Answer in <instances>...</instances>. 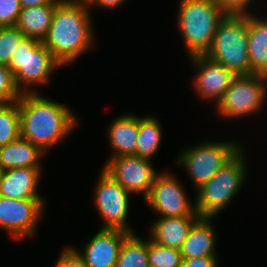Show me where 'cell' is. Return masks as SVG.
I'll list each match as a JSON object with an SVG mask.
<instances>
[{
    "instance_id": "836d02e7",
    "label": "cell",
    "mask_w": 267,
    "mask_h": 267,
    "mask_svg": "<svg viewBox=\"0 0 267 267\" xmlns=\"http://www.w3.org/2000/svg\"><path fill=\"white\" fill-rule=\"evenodd\" d=\"M62 1H67V2H84L87 3L88 0H62Z\"/></svg>"
},
{
    "instance_id": "d6a6232c",
    "label": "cell",
    "mask_w": 267,
    "mask_h": 267,
    "mask_svg": "<svg viewBox=\"0 0 267 267\" xmlns=\"http://www.w3.org/2000/svg\"><path fill=\"white\" fill-rule=\"evenodd\" d=\"M22 9L41 5H57L61 0H19Z\"/></svg>"
},
{
    "instance_id": "ba28073f",
    "label": "cell",
    "mask_w": 267,
    "mask_h": 267,
    "mask_svg": "<svg viewBox=\"0 0 267 267\" xmlns=\"http://www.w3.org/2000/svg\"><path fill=\"white\" fill-rule=\"evenodd\" d=\"M267 76L259 74L236 75L230 87L216 104L219 115L228 118L250 116L266 102Z\"/></svg>"
},
{
    "instance_id": "2e32d148",
    "label": "cell",
    "mask_w": 267,
    "mask_h": 267,
    "mask_svg": "<svg viewBox=\"0 0 267 267\" xmlns=\"http://www.w3.org/2000/svg\"><path fill=\"white\" fill-rule=\"evenodd\" d=\"M213 217H199L191 226L180 252L182 259L216 256V234L211 225Z\"/></svg>"
},
{
    "instance_id": "9c48e42d",
    "label": "cell",
    "mask_w": 267,
    "mask_h": 267,
    "mask_svg": "<svg viewBox=\"0 0 267 267\" xmlns=\"http://www.w3.org/2000/svg\"><path fill=\"white\" fill-rule=\"evenodd\" d=\"M97 183L94 199L98 212L104 219L102 228L121 229L134 233L127 225L130 193L103 169Z\"/></svg>"
},
{
    "instance_id": "8992f818",
    "label": "cell",
    "mask_w": 267,
    "mask_h": 267,
    "mask_svg": "<svg viewBox=\"0 0 267 267\" xmlns=\"http://www.w3.org/2000/svg\"><path fill=\"white\" fill-rule=\"evenodd\" d=\"M59 67L62 65L41 41L28 37L20 42L8 65L21 94L36 93L30 86L49 84L50 74Z\"/></svg>"
},
{
    "instance_id": "7402d4cb",
    "label": "cell",
    "mask_w": 267,
    "mask_h": 267,
    "mask_svg": "<svg viewBox=\"0 0 267 267\" xmlns=\"http://www.w3.org/2000/svg\"><path fill=\"white\" fill-rule=\"evenodd\" d=\"M155 117L139 118L136 155L151 160L159 149L162 139V127Z\"/></svg>"
},
{
    "instance_id": "9a60e30c",
    "label": "cell",
    "mask_w": 267,
    "mask_h": 267,
    "mask_svg": "<svg viewBox=\"0 0 267 267\" xmlns=\"http://www.w3.org/2000/svg\"><path fill=\"white\" fill-rule=\"evenodd\" d=\"M41 168H12L0 174V195L11 199L44 200L37 193Z\"/></svg>"
},
{
    "instance_id": "4316f807",
    "label": "cell",
    "mask_w": 267,
    "mask_h": 267,
    "mask_svg": "<svg viewBox=\"0 0 267 267\" xmlns=\"http://www.w3.org/2000/svg\"><path fill=\"white\" fill-rule=\"evenodd\" d=\"M20 96L11 70L8 66L0 64V105L17 101Z\"/></svg>"
},
{
    "instance_id": "44dd1931",
    "label": "cell",
    "mask_w": 267,
    "mask_h": 267,
    "mask_svg": "<svg viewBox=\"0 0 267 267\" xmlns=\"http://www.w3.org/2000/svg\"><path fill=\"white\" fill-rule=\"evenodd\" d=\"M56 5H41L23 8L16 27L28 38L43 41L51 26Z\"/></svg>"
},
{
    "instance_id": "4dcf8cb0",
    "label": "cell",
    "mask_w": 267,
    "mask_h": 267,
    "mask_svg": "<svg viewBox=\"0 0 267 267\" xmlns=\"http://www.w3.org/2000/svg\"><path fill=\"white\" fill-rule=\"evenodd\" d=\"M217 256L182 259L181 267H218Z\"/></svg>"
},
{
    "instance_id": "1f68e13d",
    "label": "cell",
    "mask_w": 267,
    "mask_h": 267,
    "mask_svg": "<svg viewBox=\"0 0 267 267\" xmlns=\"http://www.w3.org/2000/svg\"><path fill=\"white\" fill-rule=\"evenodd\" d=\"M124 1L125 0H88L86 4L90 9V6H94V4L97 5V7L117 8V6L122 5V2L124 3Z\"/></svg>"
},
{
    "instance_id": "83f0119b",
    "label": "cell",
    "mask_w": 267,
    "mask_h": 267,
    "mask_svg": "<svg viewBox=\"0 0 267 267\" xmlns=\"http://www.w3.org/2000/svg\"><path fill=\"white\" fill-rule=\"evenodd\" d=\"M21 10L19 0H0V27L15 26Z\"/></svg>"
},
{
    "instance_id": "cb8c5ba5",
    "label": "cell",
    "mask_w": 267,
    "mask_h": 267,
    "mask_svg": "<svg viewBox=\"0 0 267 267\" xmlns=\"http://www.w3.org/2000/svg\"><path fill=\"white\" fill-rule=\"evenodd\" d=\"M20 136L18 102L0 105V146L15 141Z\"/></svg>"
},
{
    "instance_id": "5b68a950",
    "label": "cell",
    "mask_w": 267,
    "mask_h": 267,
    "mask_svg": "<svg viewBox=\"0 0 267 267\" xmlns=\"http://www.w3.org/2000/svg\"><path fill=\"white\" fill-rule=\"evenodd\" d=\"M246 162L241 149L208 182L196 191L195 210L200 217H216L240 191L246 179Z\"/></svg>"
},
{
    "instance_id": "8fae6325",
    "label": "cell",
    "mask_w": 267,
    "mask_h": 267,
    "mask_svg": "<svg viewBox=\"0 0 267 267\" xmlns=\"http://www.w3.org/2000/svg\"><path fill=\"white\" fill-rule=\"evenodd\" d=\"M107 163V164H106ZM103 170L117 181L127 192L144 193L148 196L157 173L151 160L138 155H122L109 158Z\"/></svg>"
},
{
    "instance_id": "277c9868",
    "label": "cell",
    "mask_w": 267,
    "mask_h": 267,
    "mask_svg": "<svg viewBox=\"0 0 267 267\" xmlns=\"http://www.w3.org/2000/svg\"><path fill=\"white\" fill-rule=\"evenodd\" d=\"M248 15L226 14L205 56L223 65L235 75H249Z\"/></svg>"
},
{
    "instance_id": "6da1fadb",
    "label": "cell",
    "mask_w": 267,
    "mask_h": 267,
    "mask_svg": "<svg viewBox=\"0 0 267 267\" xmlns=\"http://www.w3.org/2000/svg\"><path fill=\"white\" fill-rule=\"evenodd\" d=\"M17 102L21 137L45 154L78 125L67 105L42 97L37 92L22 93Z\"/></svg>"
},
{
    "instance_id": "7a4b0ae2",
    "label": "cell",
    "mask_w": 267,
    "mask_h": 267,
    "mask_svg": "<svg viewBox=\"0 0 267 267\" xmlns=\"http://www.w3.org/2000/svg\"><path fill=\"white\" fill-rule=\"evenodd\" d=\"M90 11L84 2L60 1L42 43L62 65L70 64L94 45Z\"/></svg>"
},
{
    "instance_id": "d6986e66",
    "label": "cell",
    "mask_w": 267,
    "mask_h": 267,
    "mask_svg": "<svg viewBox=\"0 0 267 267\" xmlns=\"http://www.w3.org/2000/svg\"><path fill=\"white\" fill-rule=\"evenodd\" d=\"M255 15H248L250 74L267 76V20Z\"/></svg>"
},
{
    "instance_id": "f1b7e54d",
    "label": "cell",
    "mask_w": 267,
    "mask_h": 267,
    "mask_svg": "<svg viewBox=\"0 0 267 267\" xmlns=\"http://www.w3.org/2000/svg\"><path fill=\"white\" fill-rule=\"evenodd\" d=\"M250 2L251 0H217V3L221 6V9L225 14L233 15L251 14L247 6Z\"/></svg>"
},
{
    "instance_id": "52a82bcc",
    "label": "cell",
    "mask_w": 267,
    "mask_h": 267,
    "mask_svg": "<svg viewBox=\"0 0 267 267\" xmlns=\"http://www.w3.org/2000/svg\"><path fill=\"white\" fill-rule=\"evenodd\" d=\"M235 142H204L183 149L176 164L184 167L194 184V189L208 182L241 149Z\"/></svg>"
},
{
    "instance_id": "3957f363",
    "label": "cell",
    "mask_w": 267,
    "mask_h": 267,
    "mask_svg": "<svg viewBox=\"0 0 267 267\" xmlns=\"http://www.w3.org/2000/svg\"><path fill=\"white\" fill-rule=\"evenodd\" d=\"M178 24L190 57L205 55L226 15L217 0H180Z\"/></svg>"
},
{
    "instance_id": "d4e9b609",
    "label": "cell",
    "mask_w": 267,
    "mask_h": 267,
    "mask_svg": "<svg viewBox=\"0 0 267 267\" xmlns=\"http://www.w3.org/2000/svg\"><path fill=\"white\" fill-rule=\"evenodd\" d=\"M149 267H181L182 255L179 249L158 245L148 238Z\"/></svg>"
},
{
    "instance_id": "603a6c76",
    "label": "cell",
    "mask_w": 267,
    "mask_h": 267,
    "mask_svg": "<svg viewBox=\"0 0 267 267\" xmlns=\"http://www.w3.org/2000/svg\"><path fill=\"white\" fill-rule=\"evenodd\" d=\"M116 267H149L148 240L129 233L122 243Z\"/></svg>"
},
{
    "instance_id": "ac0fdd59",
    "label": "cell",
    "mask_w": 267,
    "mask_h": 267,
    "mask_svg": "<svg viewBox=\"0 0 267 267\" xmlns=\"http://www.w3.org/2000/svg\"><path fill=\"white\" fill-rule=\"evenodd\" d=\"M108 127L109 144L113 149L110 158L122 155H136L139 117L122 115L117 117Z\"/></svg>"
},
{
    "instance_id": "5bb4252c",
    "label": "cell",
    "mask_w": 267,
    "mask_h": 267,
    "mask_svg": "<svg viewBox=\"0 0 267 267\" xmlns=\"http://www.w3.org/2000/svg\"><path fill=\"white\" fill-rule=\"evenodd\" d=\"M129 232L121 229L101 228L83 247V253L73 248L86 267H116L123 241Z\"/></svg>"
},
{
    "instance_id": "e0dca14e",
    "label": "cell",
    "mask_w": 267,
    "mask_h": 267,
    "mask_svg": "<svg viewBox=\"0 0 267 267\" xmlns=\"http://www.w3.org/2000/svg\"><path fill=\"white\" fill-rule=\"evenodd\" d=\"M200 216L158 217L151 225L150 239L158 245L179 249Z\"/></svg>"
},
{
    "instance_id": "4fadbf2b",
    "label": "cell",
    "mask_w": 267,
    "mask_h": 267,
    "mask_svg": "<svg viewBox=\"0 0 267 267\" xmlns=\"http://www.w3.org/2000/svg\"><path fill=\"white\" fill-rule=\"evenodd\" d=\"M191 60L197 69L193 80L195 90L202 99H216L217 104L236 75L205 55L192 56Z\"/></svg>"
},
{
    "instance_id": "ffe728a7",
    "label": "cell",
    "mask_w": 267,
    "mask_h": 267,
    "mask_svg": "<svg viewBox=\"0 0 267 267\" xmlns=\"http://www.w3.org/2000/svg\"><path fill=\"white\" fill-rule=\"evenodd\" d=\"M44 154L36 145L21 136L6 145L0 146V170L12 168H41L40 157Z\"/></svg>"
},
{
    "instance_id": "7c38bea8",
    "label": "cell",
    "mask_w": 267,
    "mask_h": 267,
    "mask_svg": "<svg viewBox=\"0 0 267 267\" xmlns=\"http://www.w3.org/2000/svg\"><path fill=\"white\" fill-rule=\"evenodd\" d=\"M44 204V200L11 199L0 195V229L18 241L32 236L42 217Z\"/></svg>"
},
{
    "instance_id": "30bf717a",
    "label": "cell",
    "mask_w": 267,
    "mask_h": 267,
    "mask_svg": "<svg viewBox=\"0 0 267 267\" xmlns=\"http://www.w3.org/2000/svg\"><path fill=\"white\" fill-rule=\"evenodd\" d=\"M159 217L200 216L195 204L185 194L179 180L168 173H159L148 196L144 199Z\"/></svg>"
},
{
    "instance_id": "484cf974",
    "label": "cell",
    "mask_w": 267,
    "mask_h": 267,
    "mask_svg": "<svg viewBox=\"0 0 267 267\" xmlns=\"http://www.w3.org/2000/svg\"><path fill=\"white\" fill-rule=\"evenodd\" d=\"M25 35L16 26L0 27V64L8 66Z\"/></svg>"
},
{
    "instance_id": "f546056e",
    "label": "cell",
    "mask_w": 267,
    "mask_h": 267,
    "mask_svg": "<svg viewBox=\"0 0 267 267\" xmlns=\"http://www.w3.org/2000/svg\"><path fill=\"white\" fill-rule=\"evenodd\" d=\"M54 267H86V265L73 247H67L58 257Z\"/></svg>"
}]
</instances>
